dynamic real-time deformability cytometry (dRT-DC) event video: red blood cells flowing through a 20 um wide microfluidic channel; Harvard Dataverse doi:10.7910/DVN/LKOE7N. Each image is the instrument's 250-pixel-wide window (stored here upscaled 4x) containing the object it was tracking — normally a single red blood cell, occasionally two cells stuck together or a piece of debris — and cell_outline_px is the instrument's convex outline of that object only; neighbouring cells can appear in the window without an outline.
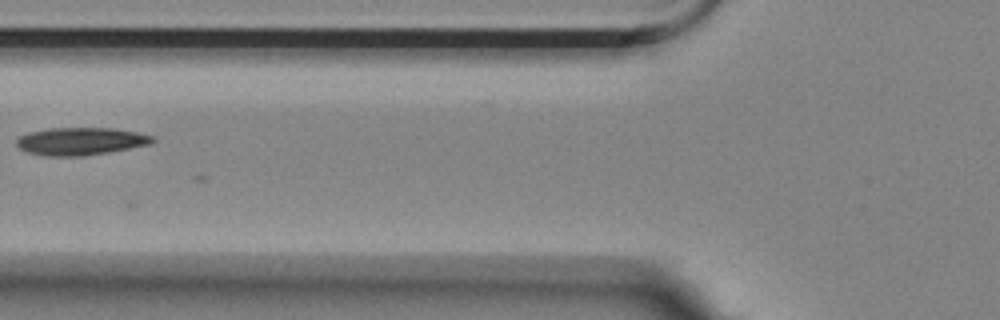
{"species": "Egyptian fruit bat (a non-hibernating species)", "species_latin": "Rousettus aegyptiacus", "temperature_condition": "room temperature", "stored_images_in_passage": 7, "camera_frame_rate_fps": 3000, "um_per_image_px": 0.085, "animal": {"sex": "female"}, "frame": {"image": 1, "passage_image": 2, "time_ms": 0.333, "image_size_px": [1000, 320], "cell_outline_px": [[156, 140], [152, 144], [108, 152], [84, 156], [44, 156], [28, 152], [20, 148], [16, 144], [16, 140], [20, 136], [28, 132], [48, 128], [112, 128], [136, 132], [156, 136]], "centroid_in_image_um": [6.88, 12.0], "position_along_channel_um": 118.9, "area_um2": 22.02}}
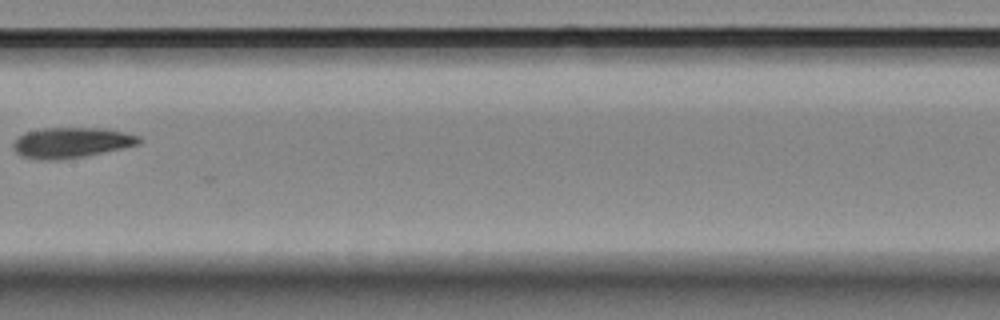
{"frame": {"image": 2, "passage_image": 4, "time_ms": 1.0, "image_size_px": [1000, 320], "cell_outline_px": [[140, 144], [124, 148], [80, 156], [52, 160], [44, 160], [20, 156], [12, 148], [12, 144], [24, 132], [44, 128], [104, 128], [124, 132], [140, 136]], "centroid_in_image_um": [6.05, 12.11], "position_along_channel_um": 201.4, "area_um2": 22.08}}
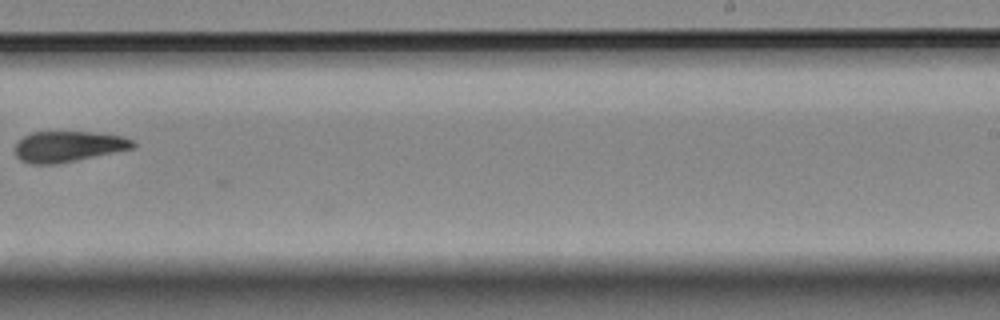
{"frame": {"image": 3, "passage_image": 6, "time_ms": 1.667, "image_size_px": [1000, 320], "cell_outline_px": [[136, 148], [56, 164], [32, 164], [20, 160], [16, 156], [16, 144], [24, 136], [32, 132], [96, 132], [124, 136], [132, 140], [136, 144]], "centroid_in_image_um": [5.84, 12.45], "position_along_channel_um": 283.2, "area_um2": 21.15}}